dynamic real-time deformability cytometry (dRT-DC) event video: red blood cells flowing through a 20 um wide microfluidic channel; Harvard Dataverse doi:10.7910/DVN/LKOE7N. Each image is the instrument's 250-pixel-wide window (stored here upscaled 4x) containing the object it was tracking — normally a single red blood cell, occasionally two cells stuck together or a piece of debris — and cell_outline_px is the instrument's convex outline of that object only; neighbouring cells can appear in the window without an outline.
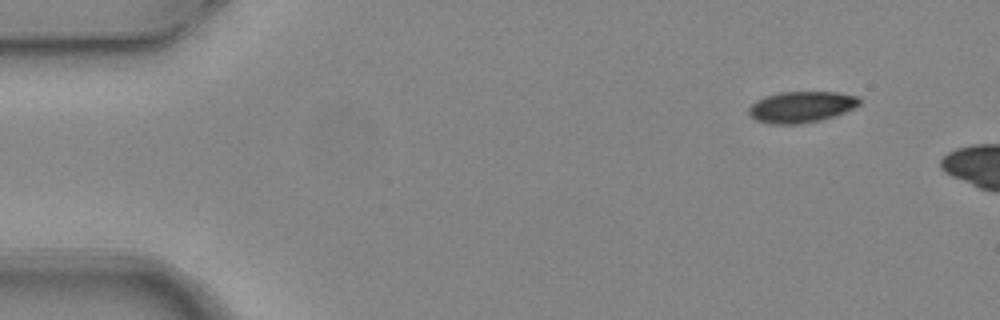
{"species": "common noctule bat (a hibernating species)", "species_latin": "Nyctalus noctula", "temperature_condition": "warm", "stored_images_in_passage": 2, "camera_frame_rate_fps": 3000, "um_per_image_px": 0.085, "animal": {"sex": "female", "body_mass_g": 24.6, "forearm_length_mm": 56.2}, "frame": {"image": 1, "passage_image": 1, "time_ms": 0.0, "image_size_px": [1000, 320], "cell_outline_px": [[864, 100], [860, 104], [836, 116], [820, 120], [800, 124], [768, 124], [756, 120], [748, 112], [748, 108], [756, 100], [764, 96], [780, 92], [836, 92], [860, 96]], "centroid_in_image_um": [68.13, 9.08], "position_along_channel_um": 16.9, "area_um2": 20.35}}